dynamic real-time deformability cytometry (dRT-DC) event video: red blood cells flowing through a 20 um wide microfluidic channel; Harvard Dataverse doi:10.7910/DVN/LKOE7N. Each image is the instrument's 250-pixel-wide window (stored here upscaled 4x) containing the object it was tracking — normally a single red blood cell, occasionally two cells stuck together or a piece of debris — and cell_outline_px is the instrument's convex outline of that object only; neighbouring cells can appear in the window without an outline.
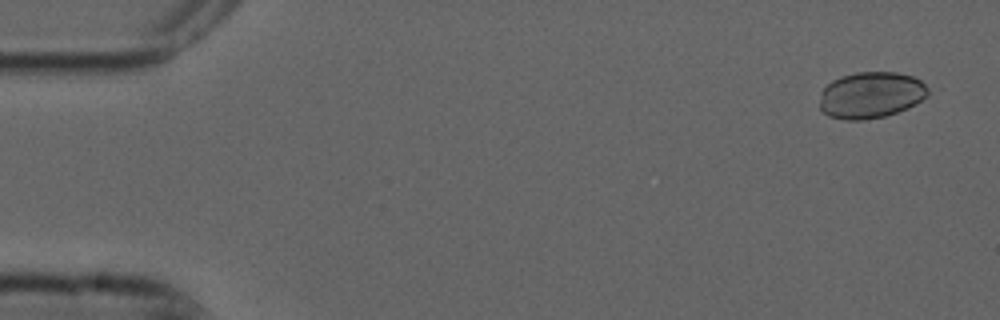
{"species": "common noctule bat (a hibernating species)", "species_latin": "Nyctalus noctula", "temperature_condition": "cold", "stored_images_in_passage": 4, "camera_frame_rate_fps": 3000, "um_per_image_px": 0.085, "animal": {"sex": "male", "forearm_length_mm": 52.5}, "frame": {"image": 1, "passage_image": 1, "time_ms": 0.0, "image_size_px": [1000, 320], "cell_outline_px": [[928, 92], [916, 104], [908, 108], [884, 116], [864, 120], [844, 120], [828, 116], [820, 108], [820, 92], [832, 80], [840, 76], [856, 72], [896, 72], [912, 76], [920, 80], [928, 88]], "centroid_in_image_um": [73.99, 8.08], "position_along_channel_um": 11.0, "area_um2": 29.3}}